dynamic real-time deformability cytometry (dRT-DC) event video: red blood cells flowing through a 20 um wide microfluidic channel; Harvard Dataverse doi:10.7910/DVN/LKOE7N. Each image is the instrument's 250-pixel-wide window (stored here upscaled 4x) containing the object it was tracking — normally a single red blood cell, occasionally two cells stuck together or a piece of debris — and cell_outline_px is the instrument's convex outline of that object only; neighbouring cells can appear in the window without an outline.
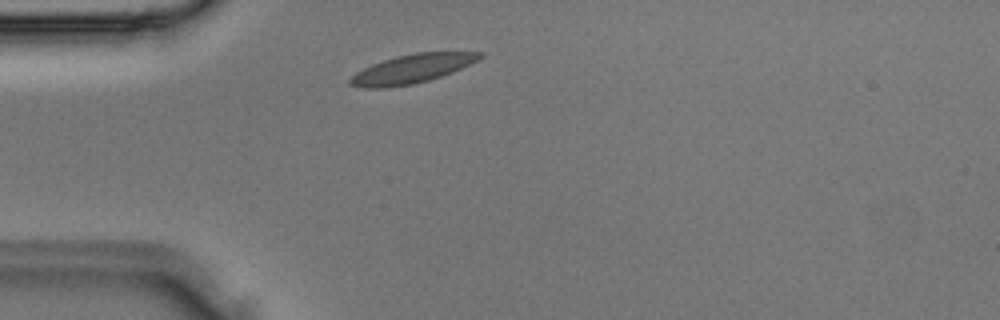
{"species": "Egyptian fruit bat (a non-hibernating species)", "species_latin": "Rousettus aegyptiacus", "temperature_condition": "room temperature", "stored_images_in_passage": 30, "camera_frame_rate_fps": 3000, "um_per_image_px": 0.085, "animal": {"sex": "male"}, "frame": {"image": 1, "passage_image": 3, "time_ms": 0.667, "image_size_px": [1000, 320], "cell_outline_px": [[484, 56], [452, 72], [428, 80], [412, 84], [384, 88], [364, 88], [348, 84], [348, 80], [356, 72], [372, 64], [396, 56], [416, 52], [484, 52]], "centroid_in_image_um": [34.98, 5.85], "position_along_channel_um": 50.0, "area_um2": 21.5}}
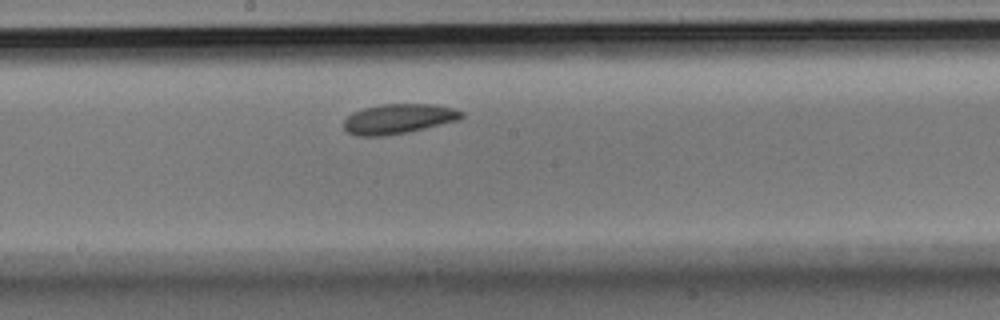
{"frame": {"image": 2, "passage_image": 13, "time_ms": 4.0, "image_size_px": [1000, 320], "cell_outline_px": [[464, 116], [460, 120], [408, 132], [384, 136], [356, 136], [348, 132], [344, 128], [344, 120], [352, 112], [364, 108], [380, 104], [432, 104], [456, 108], [464, 112]], "centroid_in_image_um": [33.9, 10.1], "position_along_channel_um": 214.3, "area_um2": 20.69}}
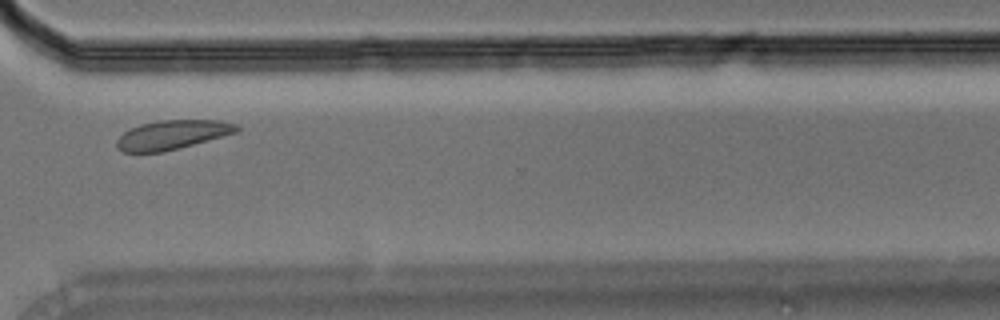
{"frame": {"image": 3, "passage_image": 21, "time_ms": 6.667, "image_size_px": [1000, 320], "cell_outline_px": [[240, 128], [236, 132], [180, 148], [160, 152], [124, 152], [116, 148], [116, 140], [124, 132], [140, 124], [160, 120], [220, 120], [236, 124]], "centroid_in_image_um": [14.62, 11.45], "position_along_channel_um": 356.0, "area_um2": 20.23}}